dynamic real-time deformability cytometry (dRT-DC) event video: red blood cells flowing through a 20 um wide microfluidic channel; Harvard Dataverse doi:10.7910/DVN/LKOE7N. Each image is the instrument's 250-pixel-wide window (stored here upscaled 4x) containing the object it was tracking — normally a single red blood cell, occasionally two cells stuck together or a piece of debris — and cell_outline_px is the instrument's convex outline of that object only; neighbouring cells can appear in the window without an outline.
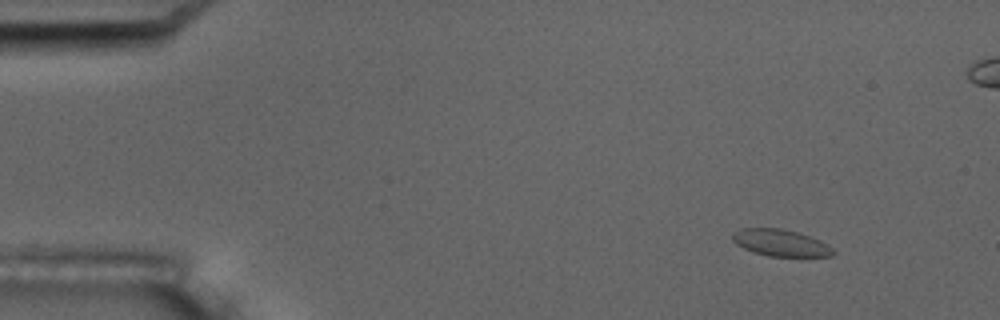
{"species": "common noctule bat (a hibernating species)", "species_latin": "Nyctalus noctula", "temperature_condition": "room temperature", "stored_images_in_passage": 6, "camera_frame_rate_fps": 3000, "um_per_image_px": 0.085, "animal": {"sex": "male", "body_mass_g": 17.5, "forearm_length_mm": 52.3}, "frame": {"image": 1, "passage_image": 2, "time_ms": 2.0, "image_size_px": [1000, 320], "cell_outline_px": [[836, 252], [832, 256], [768, 256], [752, 252], [736, 244], [732, 240], [732, 232], [740, 228], [780, 228], [796, 232], [820, 240], [832, 248]], "centroid_in_image_um": [66.31, 20.64], "position_along_channel_um": 18.7, "area_um2": 15.66}}